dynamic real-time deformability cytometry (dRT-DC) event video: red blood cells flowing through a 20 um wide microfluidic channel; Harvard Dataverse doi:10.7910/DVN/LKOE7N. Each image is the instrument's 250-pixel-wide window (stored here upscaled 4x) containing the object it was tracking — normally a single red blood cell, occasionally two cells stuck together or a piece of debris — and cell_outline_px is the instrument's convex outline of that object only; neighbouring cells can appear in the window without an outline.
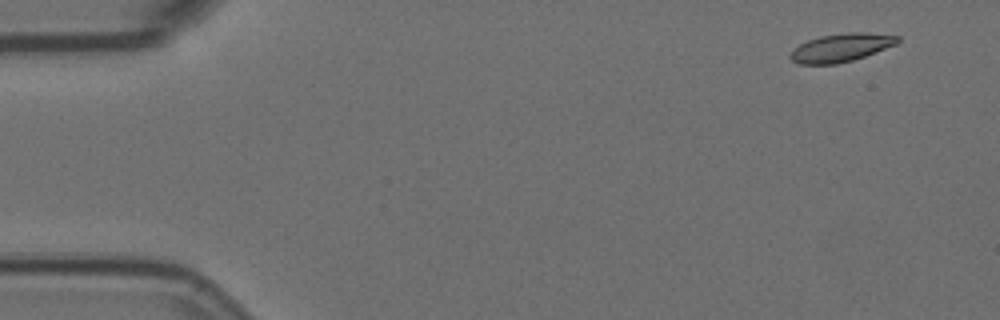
{"species": "Egyptian fruit bat (a non-hibernating species)", "species_latin": "Rousettus aegyptiacus", "temperature_condition": "room temperature", "stored_images_in_passage": 4, "camera_frame_rate_fps": 3000, "um_per_image_px": 0.085, "animal": {"sex": "female"}, "frame": {"image": 1, "passage_image": 1, "time_ms": 0.0, "image_size_px": [1000, 320], "cell_outline_px": [[900, 40], [896, 44], [864, 56], [852, 60], [836, 64], [800, 64], [792, 60], [788, 56], [800, 44], [808, 40], [820, 36], [848, 32], [864, 32], [900, 36]], "centroid_in_image_um": [71.5, 4.04], "position_along_channel_um": 13.5, "area_um2": 17.4}}